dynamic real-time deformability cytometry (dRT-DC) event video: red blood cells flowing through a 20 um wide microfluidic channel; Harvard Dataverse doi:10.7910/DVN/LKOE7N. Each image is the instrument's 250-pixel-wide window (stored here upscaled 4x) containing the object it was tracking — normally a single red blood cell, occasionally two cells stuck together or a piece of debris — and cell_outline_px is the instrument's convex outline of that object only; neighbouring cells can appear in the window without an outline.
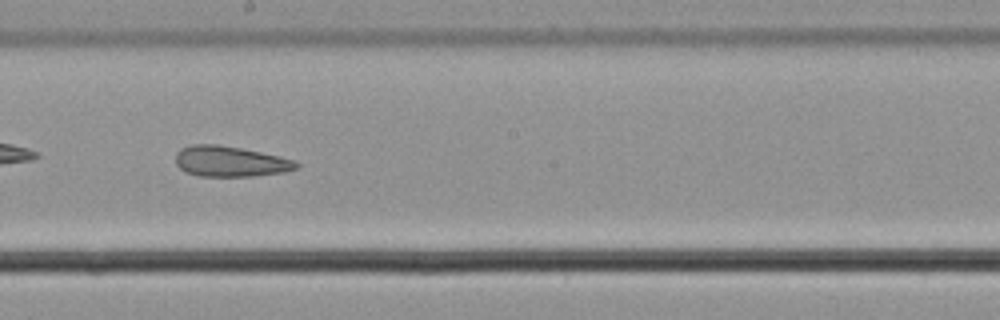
{"species": "common noctule bat (a hibernating species)", "species_latin": "Nyctalus noctula", "temperature_condition": "cold", "stored_images_in_passage": 39, "camera_frame_rate_fps": 3000, "um_per_image_px": 0.085, "animal": {"sex": "male", "body_mass_g": 21.5, "forearm_length_mm": 52.0}, "frame": {"image": 1, "passage_image": 17, "time_ms": 5.333, "image_size_px": [1000, 320], "cell_outline_px": [[300, 168], [284, 172], [252, 176], [200, 176], [184, 172], [176, 164], [176, 152], [180, 148], [192, 144], [220, 144], [280, 156], [296, 160], [300, 164]], "centroid_in_image_um": [19.58, 13.72], "position_along_channel_um": 228.6, "area_um2": 21.73}}